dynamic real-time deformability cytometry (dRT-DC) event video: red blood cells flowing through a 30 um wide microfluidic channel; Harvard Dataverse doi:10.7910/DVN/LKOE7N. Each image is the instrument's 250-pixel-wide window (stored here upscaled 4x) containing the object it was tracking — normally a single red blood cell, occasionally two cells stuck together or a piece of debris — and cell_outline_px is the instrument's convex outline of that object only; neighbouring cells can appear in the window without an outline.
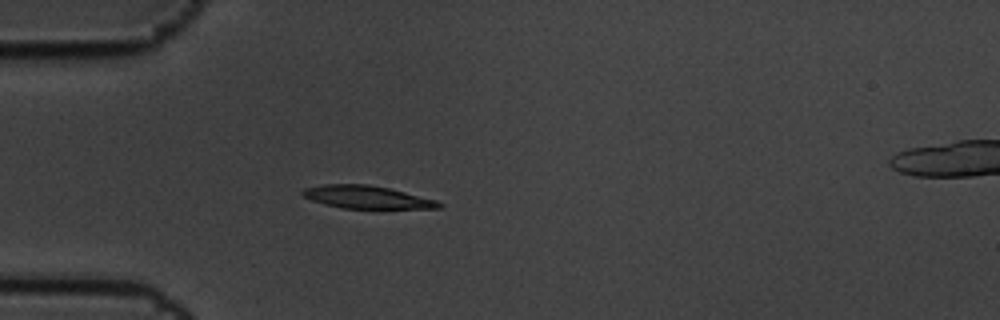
{"species": "common noctule bat (a hibernating species)", "species_latin": "Nyctalus noctula", "temperature_condition": "cold", "stored_images_in_passage": 5, "camera_frame_rate_fps": 3000, "um_per_image_px": 0.085, "animal": {"sex": "male", "body_mass_g": 19.5, "forearm_length_mm": 54.6}, "frame": {"image": 1, "passage_image": 4, "time_ms": 1.0, "image_size_px": [1000, 320], "cell_outline_px": [[444, 208], [376, 212], [344, 208], [324, 204], [312, 200], [304, 196], [300, 192], [304, 188], [324, 184], [368, 184], [388, 188], [436, 200], [444, 204]], "centroid_in_image_um": [31.31, 16.83], "position_along_channel_um": 53.7, "area_um2": 19.36}}